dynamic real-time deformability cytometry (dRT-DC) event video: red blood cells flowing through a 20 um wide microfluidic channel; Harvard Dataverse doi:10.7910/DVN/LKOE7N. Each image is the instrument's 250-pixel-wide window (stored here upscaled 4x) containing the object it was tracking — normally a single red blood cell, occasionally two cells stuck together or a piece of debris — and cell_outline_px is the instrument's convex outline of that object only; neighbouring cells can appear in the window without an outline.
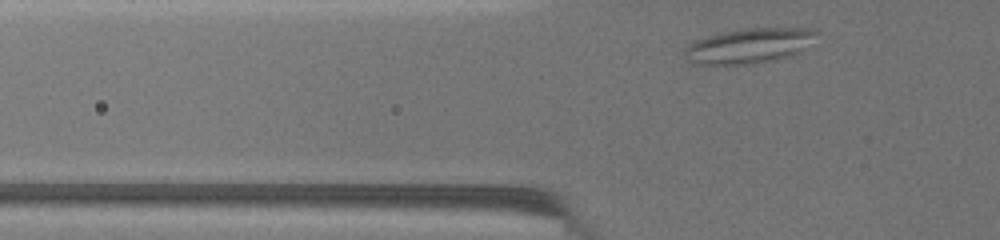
{"species": "common noctule bat (a hibernating species)", "species_latin": "Nyctalus noctula", "temperature_condition": "warm", "stored_images_in_passage": 27, "camera_frame_rate_fps": 3000, "um_per_image_px": 0.085, "animal": {"sex": "female", "body_mass_g": 19.5, "forearm_length_mm": 54.1}, "frame": {"image": 1, "passage_image": 3, "time_ms": 0.667, "image_size_px": [1000, 240], "cell_outline_px": [[816, 32], [804, 48], [800, 52], [792, 56], [772, 60], [744, 64], [696, 64], [684, 56], [684, 48], [688, 44], [696, 40], [708, 36], [724, 32], [748, 28], [808, 28]], "centroid_in_image_um": [63.62, 3.89], "position_along_channel_um": 62.2, "area_um2": 26.3}}
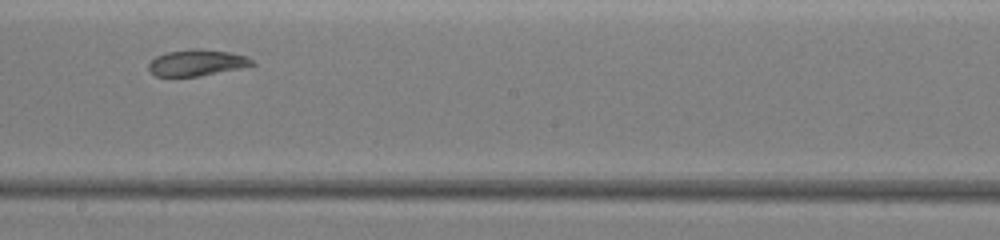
{"frame": {"image": 2, "passage_image": 15, "time_ms": 5.667, "image_size_px": [1000, 240], "cell_outline_px": [[256, 64], [240, 68], [196, 76], [156, 76], [148, 68], [148, 64], [156, 56], [164, 52], [192, 48], [196, 48], [228, 52], [248, 56]], "centroid_in_image_um": [16.71, 5.31], "position_along_channel_um": 231.5, "area_um2": 15.72}}
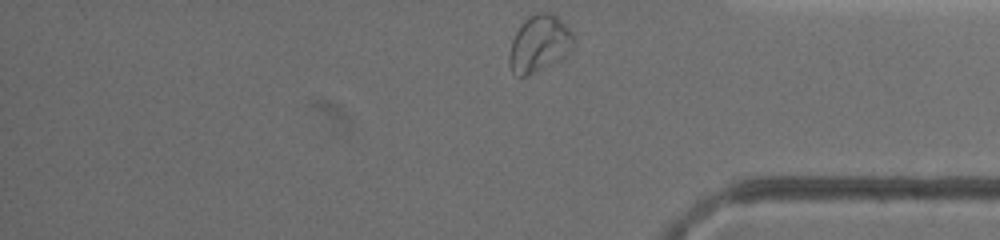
{"frame": {"image": 3, "passage_image": 27, "time_ms": 10.333, "image_size_px": [1000, 240], "cell_outline_px": [[576, 44], [564, 56], [552, 64], [524, 76], [520, 76], [512, 72], [508, 64], [508, 52], [512, 40], [516, 32], [524, 20], [528, 16], [536, 12], [552, 12], [572, 32], [576, 40]], "centroid_in_image_um": [45.83, 3.69], "position_along_channel_um": 389.4, "area_um2": 21.33}, "authors_computed_cell_mechanics": {"area_um2": 16.762, "velocity_mm_per_s": 3.5712, "shape_relaxation_time_tau1_ms": null, "shape_relaxation_time_tau2_ms": 8.0395, "deformation_change_tau1": null, "deformation_change_tau2": 0.1357}}